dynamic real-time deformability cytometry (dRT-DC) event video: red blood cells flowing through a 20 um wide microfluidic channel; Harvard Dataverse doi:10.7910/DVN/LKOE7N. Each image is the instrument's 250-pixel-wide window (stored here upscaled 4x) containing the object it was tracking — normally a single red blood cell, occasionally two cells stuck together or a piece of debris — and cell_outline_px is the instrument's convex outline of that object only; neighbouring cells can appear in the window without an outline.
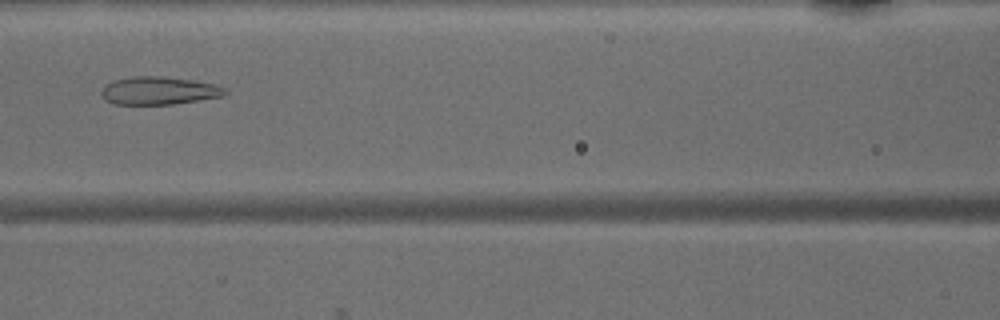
{"species": "common noctule bat (a hibernating species)", "species_latin": "Nyctalus noctula", "temperature_condition": "warm", "stored_images_in_passage": 37, "camera_frame_rate_fps": 3000, "um_per_image_px": 0.085, "animal": {"sex": "male", "body_mass_g": 15.6}, "frame": {"image": 1, "passage_image": 11, "time_ms": 3.333, "image_size_px": [1000, 320], "cell_outline_px": [[228, 92], [224, 96], [172, 104], [112, 104], [104, 100], [100, 96], [100, 92], [112, 80], [132, 76], [164, 76], [216, 84], [228, 88]], "centroid_in_image_um": [13.51, 7.7], "position_along_channel_um": 153.1, "area_um2": 20.29}}
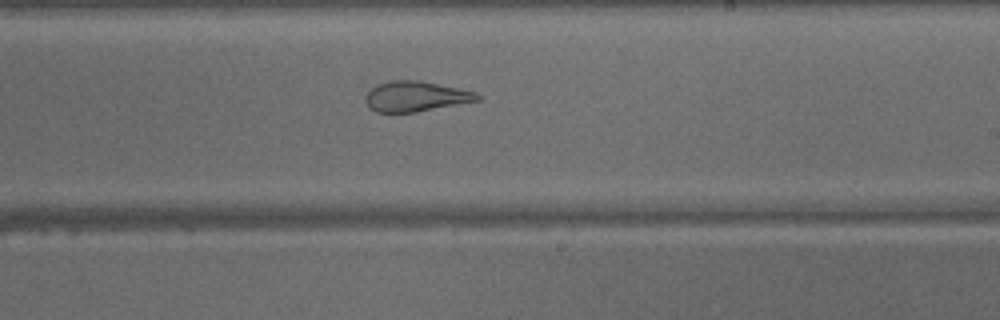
{"frame": {"image": 2, "passage_image": 18, "time_ms": 5.667, "image_size_px": [1000, 320], "cell_outline_px": [[484, 96], [480, 100], [416, 112], [376, 112], [368, 108], [364, 100], [364, 96], [376, 84], [392, 80], [416, 80], [460, 88], [476, 92]], "centroid_in_image_um": [35.33, 8.19], "position_along_channel_um": 253.7, "area_um2": 19.88}}
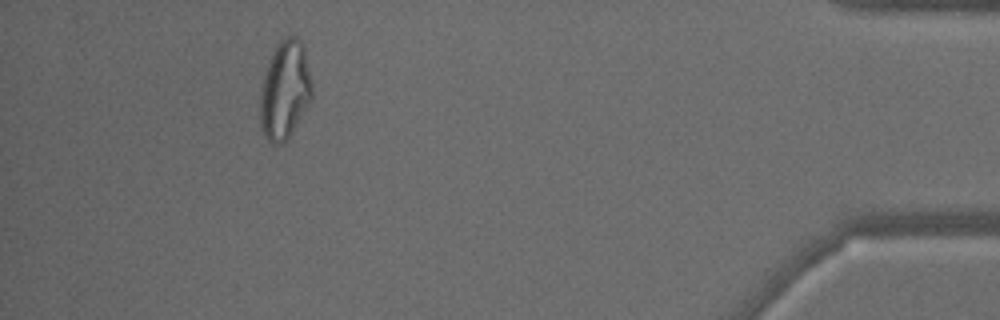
{"frame": {"image": 3, "passage_image": 33, "time_ms": 10.667, "image_size_px": [1000, 320], "cell_outline_px": [[312, 96], [288, 140], [280, 144], [272, 144], [264, 136], [260, 128], [260, 88], [268, 64], [276, 44], [280, 40], [288, 36], [296, 36], [300, 40], [304, 48], [312, 84]], "centroid_in_image_um": [24.19, 7.68], "position_along_channel_um": 411.0, "area_um2": 29.71}}